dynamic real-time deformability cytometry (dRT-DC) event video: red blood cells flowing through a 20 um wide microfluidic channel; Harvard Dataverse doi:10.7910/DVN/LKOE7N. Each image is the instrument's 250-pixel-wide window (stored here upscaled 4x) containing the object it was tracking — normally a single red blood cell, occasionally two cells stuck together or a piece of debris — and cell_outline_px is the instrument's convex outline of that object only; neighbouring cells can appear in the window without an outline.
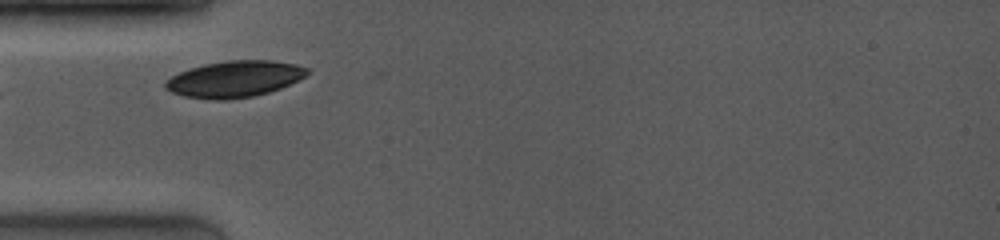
{"species": "common noctule bat (a hibernating species)", "species_latin": "Nyctalus noctula", "temperature_condition": "room temperature", "stored_images_in_passage": 13, "camera_frame_rate_fps": 4000, "um_per_image_px": 0.085, "animal": {"sex": "female", "body_mass_g": 19.0, "forearm_length_mm": 53.3}, "frame": {"image": 1, "passage_image": 4, "time_ms": 0.75, "image_size_px": [1000, 240], "cell_outline_px": [[312, 72], [280, 88], [268, 92], [252, 96], [228, 100], [212, 100], [184, 96], [172, 92], [164, 88], [164, 84], [172, 76], [180, 72], [204, 64], [224, 60], [272, 60], [296, 64], [308, 68]], "centroid_in_image_um": [19.94, 6.71], "position_along_channel_um": 65.1, "area_um2": 29.94}}